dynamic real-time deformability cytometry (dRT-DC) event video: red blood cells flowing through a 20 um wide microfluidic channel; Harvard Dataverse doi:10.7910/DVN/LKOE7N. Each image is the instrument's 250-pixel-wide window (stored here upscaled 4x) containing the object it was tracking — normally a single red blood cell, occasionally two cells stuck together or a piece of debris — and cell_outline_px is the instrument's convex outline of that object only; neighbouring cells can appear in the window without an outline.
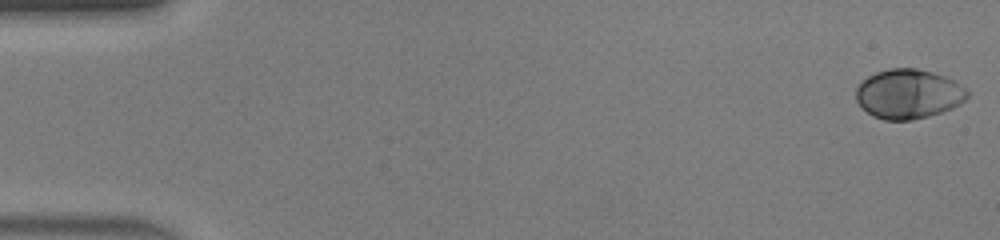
{"species": "human", "species_latin": "Homo sapiens", "temperature_condition": "warm", "stored_images_in_passage": 46, "camera_frame_rate_fps": 3000, "um_per_image_px": 0.085, "donor": {"sex": "male"}, "frame": {"image": 1, "passage_image": 1, "time_ms": 0.0, "image_size_px": [1000, 240], "cell_outline_px": [[968, 96], [960, 104], [952, 108], [928, 116], [912, 120], [884, 120], [872, 116], [856, 100], [856, 88], [868, 76], [876, 72], [888, 68], [916, 68], [932, 72], [956, 80], [968, 92]], "centroid_in_image_um": [77.22, 7.98], "position_along_channel_um": 7.8, "area_um2": 32.02}}
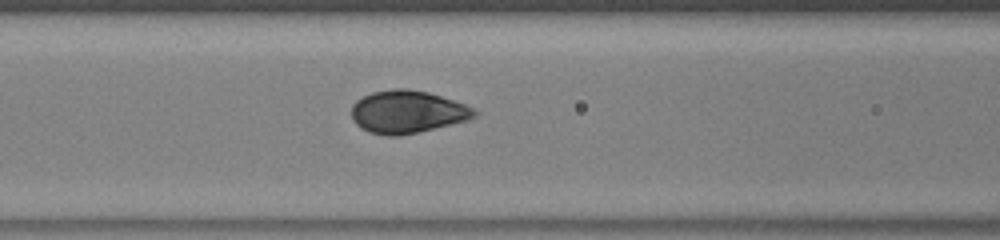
{"frame": {"image": 2, "passage_image": 20, "time_ms": 6.333, "image_size_px": [1000, 240], "cell_outline_px": [[480, 112], [476, 116], [468, 120], [420, 132], [396, 136], [388, 136], [368, 132], [360, 128], [352, 120], [352, 104], [356, 100], [372, 92], [392, 88], [408, 88], [428, 92], [476, 108]], "centroid_in_image_um": [34.63, 9.51], "position_along_channel_um": 132.0, "area_um2": 30.87}}
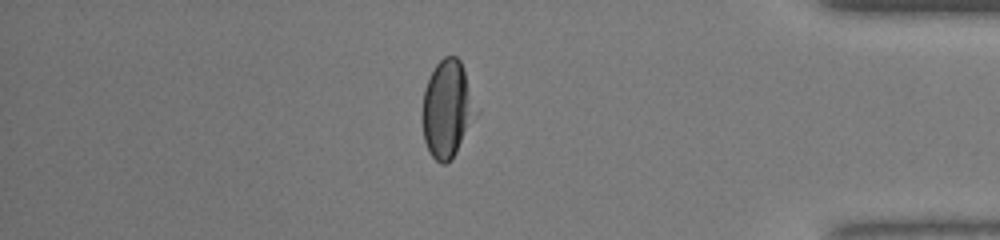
{"frame": {"image": 3, "passage_image": 40, "time_ms": 13.0, "image_size_px": [1000, 240], "cell_outline_px": [[480, 112], [452, 160], [444, 164], [440, 164], [432, 156], [424, 140], [420, 116], [424, 88], [436, 64], [444, 56], [456, 56], [460, 60]], "centroid_in_image_um": [38.03, 9.29], "position_along_channel_um": 397.2, "area_um2": 31.15}, "authors_computed_cell_mechanics": {"area_um2": 31.3276, "velocity_mm_per_s": 4.4462, "shape_relaxation_time_tau1_ms": 2.5129, "shape_relaxation_time_tau2_ms": null, "deformation_change_tau1": 0.1552, "deformation_change_tau2": null}}